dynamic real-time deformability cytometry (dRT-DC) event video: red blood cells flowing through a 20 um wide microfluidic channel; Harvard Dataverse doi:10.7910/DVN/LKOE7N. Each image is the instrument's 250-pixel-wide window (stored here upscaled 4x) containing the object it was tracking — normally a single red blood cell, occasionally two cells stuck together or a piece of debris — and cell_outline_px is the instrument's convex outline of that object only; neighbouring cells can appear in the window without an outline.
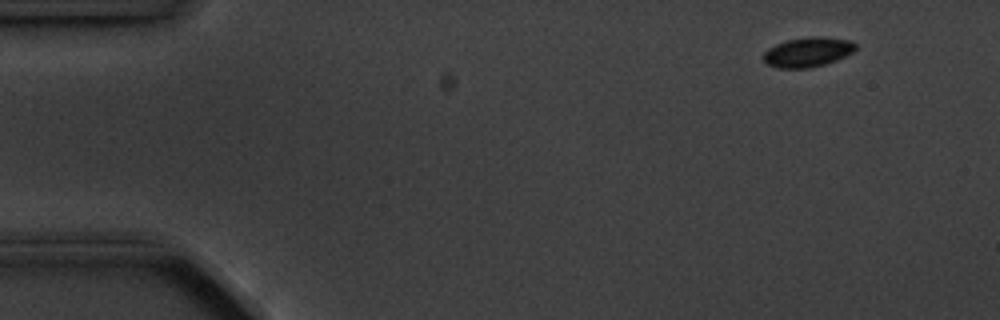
{"species": "common noctule bat (a hibernating species)", "species_latin": "Nyctalus noctula", "temperature_condition": "cold", "stored_images_in_passage": 4, "camera_frame_rate_fps": 3000, "um_per_image_px": 0.085, "animal": {"sex": "male", "body_mass_g": 20.1, "forearm_length_mm": 53.5}, "frame": {"image": 1, "passage_image": 1, "time_ms": 0.0, "image_size_px": [1000, 320], "cell_outline_px": [[856, 48], [852, 52], [836, 60], [824, 64], [808, 68], [776, 68], [768, 64], [764, 60], [764, 52], [768, 48], [776, 44], [788, 40], [812, 36], [824, 36], [852, 40], [856, 44]], "centroid_in_image_um": [68.67, 4.41], "position_along_channel_um": 16.3, "area_um2": 15.9}}